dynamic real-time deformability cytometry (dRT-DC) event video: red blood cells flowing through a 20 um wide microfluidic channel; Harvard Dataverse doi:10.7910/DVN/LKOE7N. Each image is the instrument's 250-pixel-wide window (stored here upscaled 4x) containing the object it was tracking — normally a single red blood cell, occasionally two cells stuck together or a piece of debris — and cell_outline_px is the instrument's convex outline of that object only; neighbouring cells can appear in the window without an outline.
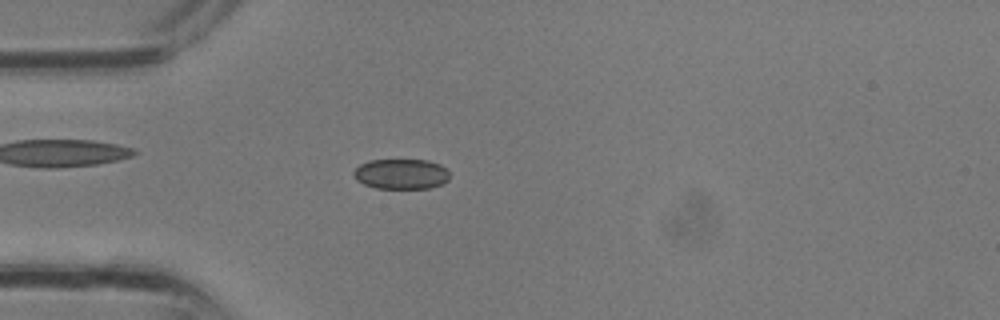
{"species": "common noctule bat (a hibernating species)", "species_latin": "Nyctalus noctula", "temperature_condition": "room temperature", "stored_images_in_passage": 3, "camera_frame_rate_fps": 3000, "um_per_image_px": 0.085, "animal": {"sex": "male", "body_mass_g": 13.3}, "frame": {"image": 1, "passage_image": 3, "time_ms": 0.667, "image_size_px": [1000, 320], "cell_outline_px": [[448, 180], [440, 184], [428, 188], [376, 188], [364, 184], [356, 180], [352, 172], [360, 164], [368, 160], [428, 160], [440, 164], [448, 172]], "centroid_in_image_um": [34.06, 14.78], "position_along_channel_um": 50.9, "area_um2": 16.82}}